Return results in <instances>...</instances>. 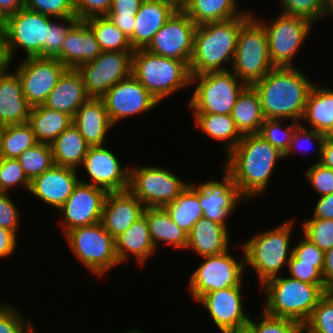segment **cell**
I'll return each instance as SVG.
<instances>
[{
  "label": "cell",
  "instance_id": "obj_1",
  "mask_svg": "<svg viewBox=\"0 0 333 333\" xmlns=\"http://www.w3.org/2000/svg\"><path fill=\"white\" fill-rule=\"evenodd\" d=\"M280 160H284V154L260 134H248L242 136L221 165L233 176L239 193L250 202L265 197Z\"/></svg>",
  "mask_w": 333,
  "mask_h": 333
},
{
  "label": "cell",
  "instance_id": "obj_2",
  "mask_svg": "<svg viewBox=\"0 0 333 333\" xmlns=\"http://www.w3.org/2000/svg\"><path fill=\"white\" fill-rule=\"evenodd\" d=\"M299 67H274L252 85L265 119L301 121L307 95L315 82Z\"/></svg>",
  "mask_w": 333,
  "mask_h": 333
},
{
  "label": "cell",
  "instance_id": "obj_3",
  "mask_svg": "<svg viewBox=\"0 0 333 333\" xmlns=\"http://www.w3.org/2000/svg\"><path fill=\"white\" fill-rule=\"evenodd\" d=\"M295 218V219H294ZM296 217L266 230L255 232L250 238L239 242L235 247L244 254L245 268L253 271L259 285L276 276L286 274L288 262L293 254L292 233ZM294 227V228H293ZM294 235V236H293Z\"/></svg>",
  "mask_w": 333,
  "mask_h": 333
},
{
  "label": "cell",
  "instance_id": "obj_4",
  "mask_svg": "<svg viewBox=\"0 0 333 333\" xmlns=\"http://www.w3.org/2000/svg\"><path fill=\"white\" fill-rule=\"evenodd\" d=\"M252 13L248 9L242 16L230 20L196 26L190 74L231 70L239 32Z\"/></svg>",
  "mask_w": 333,
  "mask_h": 333
},
{
  "label": "cell",
  "instance_id": "obj_5",
  "mask_svg": "<svg viewBox=\"0 0 333 333\" xmlns=\"http://www.w3.org/2000/svg\"><path fill=\"white\" fill-rule=\"evenodd\" d=\"M259 290L265 297L260 308L266 314L302 324L309 319L319 299L330 291L325 284H309L284 274L269 279Z\"/></svg>",
  "mask_w": 333,
  "mask_h": 333
},
{
  "label": "cell",
  "instance_id": "obj_6",
  "mask_svg": "<svg viewBox=\"0 0 333 333\" xmlns=\"http://www.w3.org/2000/svg\"><path fill=\"white\" fill-rule=\"evenodd\" d=\"M131 74L160 103L191 89V74L184 61L159 56L145 48L133 51Z\"/></svg>",
  "mask_w": 333,
  "mask_h": 333
},
{
  "label": "cell",
  "instance_id": "obj_7",
  "mask_svg": "<svg viewBox=\"0 0 333 333\" xmlns=\"http://www.w3.org/2000/svg\"><path fill=\"white\" fill-rule=\"evenodd\" d=\"M63 238L75 260L94 277L102 279L113 268L120 267L115 239L101 222L71 229Z\"/></svg>",
  "mask_w": 333,
  "mask_h": 333
},
{
  "label": "cell",
  "instance_id": "obj_8",
  "mask_svg": "<svg viewBox=\"0 0 333 333\" xmlns=\"http://www.w3.org/2000/svg\"><path fill=\"white\" fill-rule=\"evenodd\" d=\"M247 87L231 70L191 75L194 88L187 103V112L231 114L238 96Z\"/></svg>",
  "mask_w": 333,
  "mask_h": 333
},
{
  "label": "cell",
  "instance_id": "obj_9",
  "mask_svg": "<svg viewBox=\"0 0 333 333\" xmlns=\"http://www.w3.org/2000/svg\"><path fill=\"white\" fill-rule=\"evenodd\" d=\"M252 15L265 28L271 62L275 67H296L297 54L305 47L307 38L316 26L310 20L289 16L279 12L274 17L264 20L257 12ZM257 14V15H256ZM269 20V21H267ZM303 45V46H302Z\"/></svg>",
  "mask_w": 333,
  "mask_h": 333
},
{
  "label": "cell",
  "instance_id": "obj_10",
  "mask_svg": "<svg viewBox=\"0 0 333 333\" xmlns=\"http://www.w3.org/2000/svg\"><path fill=\"white\" fill-rule=\"evenodd\" d=\"M274 67L269 56L265 28L252 16L239 32L231 71L244 84L252 86Z\"/></svg>",
  "mask_w": 333,
  "mask_h": 333
},
{
  "label": "cell",
  "instance_id": "obj_11",
  "mask_svg": "<svg viewBox=\"0 0 333 333\" xmlns=\"http://www.w3.org/2000/svg\"><path fill=\"white\" fill-rule=\"evenodd\" d=\"M231 248L221 254L201 257L199 265L188 275V293L195 302L204 294L232 286L244 285V254L233 256Z\"/></svg>",
  "mask_w": 333,
  "mask_h": 333
},
{
  "label": "cell",
  "instance_id": "obj_12",
  "mask_svg": "<svg viewBox=\"0 0 333 333\" xmlns=\"http://www.w3.org/2000/svg\"><path fill=\"white\" fill-rule=\"evenodd\" d=\"M130 165L128 190L135 195L145 207L163 208L172 203L188 186L170 167L160 165Z\"/></svg>",
  "mask_w": 333,
  "mask_h": 333
},
{
  "label": "cell",
  "instance_id": "obj_13",
  "mask_svg": "<svg viewBox=\"0 0 333 333\" xmlns=\"http://www.w3.org/2000/svg\"><path fill=\"white\" fill-rule=\"evenodd\" d=\"M53 19L54 17L26 8L8 16L4 32L12 65L19 51H23L21 59L42 57V48L47 43L48 24Z\"/></svg>",
  "mask_w": 333,
  "mask_h": 333
},
{
  "label": "cell",
  "instance_id": "obj_14",
  "mask_svg": "<svg viewBox=\"0 0 333 333\" xmlns=\"http://www.w3.org/2000/svg\"><path fill=\"white\" fill-rule=\"evenodd\" d=\"M107 145L90 146L82 166L78 169L80 181L107 192L126 191L129 188L131 163L123 162V165L120 157L115 154L116 151L107 148ZM85 177H88L87 180Z\"/></svg>",
  "mask_w": 333,
  "mask_h": 333
},
{
  "label": "cell",
  "instance_id": "obj_15",
  "mask_svg": "<svg viewBox=\"0 0 333 333\" xmlns=\"http://www.w3.org/2000/svg\"><path fill=\"white\" fill-rule=\"evenodd\" d=\"M223 169V170H221ZM223 172L221 180L214 176L205 182L194 181L199 187V202L203 210V217L216 221L231 230L228 219L233 217L240 204L249 203L235 186L233 176L221 166Z\"/></svg>",
  "mask_w": 333,
  "mask_h": 333
},
{
  "label": "cell",
  "instance_id": "obj_16",
  "mask_svg": "<svg viewBox=\"0 0 333 333\" xmlns=\"http://www.w3.org/2000/svg\"><path fill=\"white\" fill-rule=\"evenodd\" d=\"M101 98L114 126L128 117L150 114L161 104L132 74L115 84Z\"/></svg>",
  "mask_w": 333,
  "mask_h": 333
},
{
  "label": "cell",
  "instance_id": "obj_17",
  "mask_svg": "<svg viewBox=\"0 0 333 333\" xmlns=\"http://www.w3.org/2000/svg\"><path fill=\"white\" fill-rule=\"evenodd\" d=\"M107 194L105 189L79 181L58 210L57 224L63 236L71 229L101 222Z\"/></svg>",
  "mask_w": 333,
  "mask_h": 333
},
{
  "label": "cell",
  "instance_id": "obj_18",
  "mask_svg": "<svg viewBox=\"0 0 333 333\" xmlns=\"http://www.w3.org/2000/svg\"><path fill=\"white\" fill-rule=\"evenodd\" d=\"M133 52H102L95 60L82 64L81 73L89 97L101 98L119 81L131 75Z\"/></svg>",
  "mask_w": 333,
  "mask_h": 333
},
{
  "label": "cell",
  "instance_id": "obj_19",
  "mask_svg": "<svg viewBox=\"0 0 333 333\" xmlns=\"http://www.w3.org/2000/svg\"><path fill=\"white\" fill-rule=\"evenodd\" d=\"M14 68L24 96L31 107L43 105L67 69L57 58L29 57L20 59Z\"/></svg>",
  "mask_w": 333,
  "mask_h": 333
},
{
  "label": "cell",
  "instance_id": "obj_20",
  "mask_svg": "<svg viewBox=\"0 0 333 333\" xmlns=\"http://www.w3.org/2000/svg\"><path fill=\"white\" fill-rule=\"evenodd\" d=\"M196 24L184 11H175L145 48L159 56L184 61L193 53Z\"/></svg>",
  "mask_w": 333,
  "mask_h": 333
},
{
  "label": "cell",
  "instance_id": "obj_21",
  "mask_svg": "<svg viewBox=\"0 0 333 333\" xmlns=\"http://www.w3.org/2000/svg\"><path fill=\"white\" fill-rule=\"evenodd\" d=\"M245 285L219 289L202 295L195 303L206 311L219 333L249 322L250 315L244 306ZM244 288V290H243ZM243 293V294H242Z\"/></svg>",
  "mask_w": 333,
  "mask_h": 333
},
{
  "label": "cell",
  "instance_id": "obj_22",
  "mask_svg": "<svg viewBox=\"0 0 333 333\" xmlns=\"http://www.w3.org/2000/svg\"><path fill=\"white\" fill-rule=\"evenodd\" d=\"M80 181L79 171L70 167L54 165L31 181L29 195L58 211L73 193Z\"/></svg>",
  "mask_w": 333,
  "mask_h": 333
},
{
  "label": "cell",
  "instance_id": "obj_23",
  "mask_svg": "<svg viewBox=\"0 0 333 333\" xmlns=\"http://www.w3.org/2000/svg\"><path fill=\"white\" fill-rule=\"evenodd\" d=\"M145 208L144 204L129 190L108 192L101 223L115 239L143 216Z\"/></svg>",
  "mask_w": 333,
  "mask_h": 333
},
{
  "label": "cell",
  "instance_id": "obj_24",
  "mask_svg": "<svg viewBox=\"0 0 333 333\" xmlns=\"http://www.w3.org/2000/svg\"><path fill=\"white\" fill-rule=\"evenodd\" d=\"M115 250L120 265L131 262V257L141 269L157 255L151 239L148 222L143 215L125 232L115 238ZM130 259V260H129Z\"/></svg>",
  "mask_w": 333,
  "mask_h": 333
},
{
  "label": "cell",
  "instance_id": "obj_25",
  "mask_svg": "<svg viewBox=\"0 0 333 333\" xmlns=\"http://www.w3.org/2000/svg\"><path fill=\"white\" fill-rule=\"evenodd\" d=\"M102 50L92 29L78 21L66 34L61 52L55 57L67 69H78L82 64L98 58Z\"/></svg>",
  "mask_w": 333,
  "mask_h": 333
},
{
  "label": "cell",
  "instance_id": "obj_26",
  "mask_svg": "<svg viewBox=\"0 0 333 333\" xmlns=\"http://www.w3.org/2000/svg\"><path fill=\"white\" fill-rule=\"evenodd\" d=\"M72 124L90 146L108 144L107 133L115 130L102 98L89 97L76 111Z\"/></svg>",
  "mask_w": 333,
  "mask_h": 333
},
{
  "label": "cell",
  "instance_id": "obj_27",
  "mask_svg": "<svg viewBox=\"0 0 333 333\" xmlns=\"http://www.w3.org/2000/svg\"><path fill=\"white\" fill-rule=\"evenodd\" d=\"M230 234L222 224L202 217L188 233L185 252L191 250L198 258L224 253L233 245Z\"/></svg>",
  "mask_w": 333,
  "mask_h": 333
},
{
  "label": "cell",
  "instance_id": "obj_28",
  "mask_svg": "<svg viewBox=\"0 0 333 333\" xmlns=\"http://www.w3.org/2000/svg\"><path fill=\"white\" fill-rule=\"evenodd\" d=\"M13 67L0 73V126L28 122L31 106Z\"/></svg>",
  "mask_w": 333,
  "mask_h": 333
},
{
  "label": "cell",
  "instance_id": "obj_29",
  "mask_svg": "<svg viewBox=\"0 0 333 333\" xmlns=\"http://www.w3.org/2000/svg\"><path fill=\"white\" fill-rule=\"evenodd\" d=\"M176 10L160 0H143L135 16L136 27L129 38L133 50L146 48Z\"/></svg>",
  "mask_w": 333,
  "mask_h": 333
},
{
  "label": "cell",
  "instance_id": "obj_30",
  "mask_svg": "<svg viewBox=\"0 0 333 333\" xmlns=\"http://www.w3.org/2000/svg\"><path fill=\"white\" fill-rule=\"evenodd\" d=\"M88 98L81 73L77 69H66L43 105L73 117Z\"/></svg>",
  "mask_w": 333,
  "mask_h": 333
},
{
  "label": "cell",
  "instance_id": "obj_31",
  "mask_svg": "<svg viewBox=\"0 0 333 333\" xmlns=\"http://www.w3.org/2000/svg\"><path fill=\"white\" fill-rule=\"evenodd\" d=\"M300 124L326 136L333 130V87L313 84Z\"/></svg>",
  "mask_w": 333,
  "mask_h": 333
},
{
  "label": "cell",
  "instance_id": "obj_32",
  "mask_svg": "<svg viewBox=\"0 0 333 333\" xmlns=\"http://www.w3.org/2000/svg\"><path fill=\"white\" fill-rule=\"evenodd\" d=\"M148 222L151 239L157 251L164 244L173 250H186L188 233L174 223L164 208L146 207L144 214Z\"/></svg>",
  "mask_w": 333,
  "mask_h": 333
},
{
  "label": "cell",
  "instance_id": "obj_33",
  "mask_svg": "<svg viewBox=\"0 0 333 333\" xmlns=\"http://www.w3.org/2000/svg\"><path fill=\"white\" fill-rule=\"evenodd\" d=\"M194 120V127L200 130L217 143L224 145L225 157L235 148L242 139L230 114L218 115L213 113H191Z\"/></svg>",
  "mask_w": 333,
  "mask_h": 333
},
{
  "label": "cell",
  "instance_id": "obj_34",
  "mask_svg": "<svg viewBox=\"0 0 333 333\" xmlns=\"http://www.w3.org/2000/svg\"><path fill=\"white\" fill-rule=\"evenodd\" d=\"M238 3L239 0H190L183 11L199 26L242 16L248 8L241 9Z\"/></svg>",
  "mask_w": 333,
  "mask_h": 333
},
{
  "label": "cell",
  "instance_id": "obj_35",
  "mask_svg": "<svg viewBox=\"0 0 333 333\" xmlns=\"http://www.w3.org/2000/svg\"><path fill=\"white\" fill-rule=\"evenodd\" d=\"M230 115L242 136L259 134L265 117L259 95L252 86H247L241 92Z\"/></svg>",
  "mask_w": 333,
  "mask_h": 333
},
{
  "label": "cell",
  "instance_id": "obj_36",
  "mask_svg": "<svg viewBox=\"0 0 333 333\" xmlns=\"http://www.w3.org/2000/svg\"><path fill=\"white\" fill-rule=\"evenodd\" d=\"M55 165L79 169L90 148L77 128L71 124L50 144Z\"/></svg>",
  "mask_w": 333,
  "mask_h": 333
},
{
  "label": "cell",
  "instance_id": "obj_37",
  "mask_svg": "<svg viewBox=\"0 0 333 333\" xmlns=\"http://www.w3.org/2000/svg\"><path fill=\"white\" fill-rule=\"evenodd\" d=\"M28 123L37 142L51 144L73 123V117L44 105H38L31 107Z\"/></svg>",
  "mask_w": 333,
  "mask_h": 333
},
{
  "label": "cell",
  "instance_id": "obj_38",
  "mask_svg": "<svg viewBox=\"0 0 333 333\" xmlns=\"http://www.w3.org/2000/svg\"><path fill=\"white\" fill-rule=\"evenodd\" d=\"M179 228L189 233L194 224L203 217L199 202V187L192 181L170 204L163 207Z\"/></svg>",
  "mask_w": 333,
  "mask_h": 333
},
{
  "label": "cell",
  "instance_id": "obj_39",
  "mask_svg": "<svg viewBox=\"0 0 333 333\" xmlns=\"http://www.w3.org/2000/svg\"><path fill=\"white\" fill-rule=\"evenodd\" d=\"M92 29L102 52H133L130 40L107 16H94L84 20Z\"/></svg>",
  "mask_w": 333,
  "mask_h": 333
},
{
  "label": "cell",
  "instance_id": "obj_40",
  "mask_svg": "<svg viewBox=\"0 0 333 333\" xmlns=\"http://www.w3.org/2000/svg\"><path fill=\"white\" fill-rule=\"evenodd\" d=\"M38 142L28 122L2 126L1 147L3 158L17 159L25 150Z\"/></svg>",
  "mask_w": 333,
  "mask_h": 333
},
{
  "label": "cell",
  "instance_id": "obj_41",
  "mask_svg": "<svg viewBox=\"0 0 333 333\" xmlns=\"http://www.w3.org/2000/svg\"><path fill=\"white\" fill-rule=\"evenodd\" d=\"M326 137L314 129L299 124L293 132L290 147L284 155V161L286 158L294 157L293 155H296L297 152L310 154L311 151L312 155L316 154L312 157L313 160L315 159V162L312 163H318L322 157V148Z\"/></svg>",
  "mask_w": 333,
  "mask_h": 333
},
{
  "label": "cell",
  "instance_id": "obj_42",
  "mask_svg": "<svg viewBox=\"0 0 333 333\" xmlns=\"http://www.w3.org/2000/svg\"><path fill=\"white\" fill-rule=\"evenodd\" d=\"M17 160L30 181L55 165L50 144L47 143L38 142L25 150Z\"/></svg>",
  "mask_w": 333,
  "mask_h": 333
},
{
  "label": "cell",
  "instance_id": "obj_43",
  "mask_svg": "<svg viewBox=\"0 0 333 333\" xmlns=\"http://www.w3.org/2000/svg\"><path fill=\"white\" fill-rule=\"evenodd\" d=\"M287 121L285 119H265L259 132L266 141L284 155L290 147L293 132L300 124L296 121Z\"/></svg>",
  "mask_w": 333,
  "mask_h": 333
},
{
  "label": "cell",
  "instance_id": "obj_44",
  "mask_svg": "<svg viewBox=\"0 0 333 333\" xmlns=\"http://www.w3.org/2000/svg\"><path fill=\"white\" fill-rule=\"evenodd\" d=\"M31 181L25 175L17 159L3 158L0 162V193H9L18 188L29 192ZM13 190V191H12Z\"/></svg>",
  "mask_w": 333,
  "mask_h": 333
},
{
  "label": "cell",
  "instance_id": "obj_45",
  "mask_svg": "<svg viewBox=\"0 0 333 333\" xmlns=\"http://www.w3.org/2000/svg\"><path fill=\"white\" fill-rule=\"evenodd\" d=\"M300 225L303 235L324 253L333 246V219L309 217Z\"/></svg>",
  "mask_w": 333,
  "mask_h": 333
},
{
  "label": "cell",
  "instance_id": "obj_46",
  "mask_svg": "<svg viewBox=\"0 0 333 333\" xmlns=\"http://www.w3.org/2000/svg\"><path fill=\"white\" fill-rule=\"evenodd\" d=\"M78 21L76 16L54 18L48 24L47 43L42 48V57L55 58L61 52L67 32Z\"/></svg>",
  "mask_w": 333,
  "mask_h": 333
},
{
  "label": "cell",
  "instance_id": "obj_47",
  "mask_svg": "<svg viewBox=\"0 0 333 333\" xmlns=\"http://www.w3.org/2000/svg\"><path fill=\"white\" fill-rule=\"evenodd\" d=\"M9 301H0V333H35V324Z\"/></svg>",
  "mask_w": 333,
  "mask_h": 333
},
{
  "label": "cell",
  "instance_id": "obj_48",
  "mask_svg": "<svg viewBox=\"0 0 333 333\" xmlns=\"http://www.w3.org/2000/svg\"><path fill=\"white\" fill-rule=\"evenodd\" d=\"M260 314L249 319L253 326L254 333H302L304 324L281 317H274L266 314L262 309Z\"/></svg>",
  "mask_w": 333,
  "mask_h": 333
},
{
  "label": "cell",
  "instance_id": "obj_49",
  "mask_svg": "<svg viewBox=\"0 0 333 333\" xmlns=\"http://www.w3.org/2000/svg\"><path fill=\"white\" fill-rule=\"evenodd\" d=\"M304 326L313 333H333V292L319 299Z\"/></svg>",
  "mask_w": 333,
  "mask_h": 333
},
{
  "label": "cell",
  "instance_id": "obj_50",
  "mask_svg": "<svg viewBox=\"0 0 333 333\" xmlns=\"http://www.w3.org/2000/svg\"><path fill=\"white\" fill-rule=\"evenodd\" d=\"M280 13L289 16H299L310 20L314 25L325 20L323 0H280Z\"/></svg>",
  "mask_w": 333,
  "mask_h": 333
},
{
  "label": "cell",
  "instance_id": "obj_51",
  "mask_svg": "<svg viewBox=\"0 0 333 333\" xmlns=\"http://www.w3.org/2000/svg\"><path fill=\"white\" fill-rule=\"evenodd\" d=\"M24 8L54 18L76 16L74 0H24Z\"/></svg>",
  "mask_w": 333,
  "mask_h": 333
},
{
  "label": "cell",
  "instance_id": "obj_52",
  "mask_svg": "<svg viewBox=\"0 0 333 333\" xmlns=\"http://www.w3.org/2000/svg\"><path fill=\"white\" fill-rule=\"evenodd\" d=\"M307 182L319 197L333 193V169L321 163H313L303 173Z\"/></svg>",
  "mask_w": 333,
  "mask_h": 333
},
{
  "label": "cell",
  "instance_id": "obj_53",
  "mask_svg": "<svg viewBox=\"0 0 333 333\" xmlns=\"http://www.w3.org/2000/svg\"><path fill=\"white\" fill-rule=\"evenodd\" d=\"M15 198L12 194L9 193H0V227L6 228L10 231L15 232L18 236L20 231L21 224V215L20 208L17 205V202L13 199Z\"/></svg>",
  "mask_w": 333,
  "mask_h": 333
},
{
  "label": "cell",
  "instance_id": "obj_54",
  "mask_svg": "<svg viewBox=\"0 0 333 333\" xmlns=\"http://www.w3.org/2000/svg\"><path fill=\"white\" fill-rule=\"evenodd\" d=\"M302 238L293 245V255L301 261V263L314 264V266L322 273L324 268L325 253L319 249L313 242L306 238L302 233Z\"/></svg>",
  "mask_w": 333,
  "mask_h": 333
},
{
  "label": "cell",
  "instance_id": "obj_55",
  "mask_svg": "<svg viewBox=\"0 0 333 333\" xmlns=\"http://www.w3.org/2000/svg\"><path fill=\"white\" fill-rule=\"evenodd\" d=\"M285 275L309 284H325L322 273L314 264L301 263L293 254L288 262Z\"/></svg>",
  "mask_w": 333,
  "mask_h": 333
},
{
  "label": "cell",
  "instance_id": "obj_56",
  "mask_svg": "<svg viewBox=\"0 0 333 333\" xmlns=\"http://www.w3.org/2000/svg\"><path fill=\"white\" fill-rule=\"evenodd\" d=\"M112 0H74V11L79 21L94 16H106L111 8Z\"/></svg>",
  "mask_w": 333,
  "mask_h": 333
},
{
  "label": "cell",
  "instance_id": "obj_57",
  "mask_svg": "<svg viewBox=\"0 0 333 333\" xmlns=\"http://www.w3.org/2000/svg\"><path fill=\"white\" fill-rule=\"evenodd\" d=\"M143 0H112L108 18H135Z\"/></svg>",
  "mask_w": 333,
  "mask_h": 333
},
{
  "label": "cell",
  "instance_id": "obj_58",
  "mask_svg": "<svg viewBox=\"0 0 333 333\" xmlns=\"http://www.w3.org/2000/svg\"><path fill=\"white\" fill-rule=\"evenodd\" d=\"M19 236L6 228L0 227V259L4 261L16 254L19 244ZM18 242V243H17Z\"/></svg>",
  "mask_w": 333,
  "mask_h": 333
},
{
  "label": "cell",
  "instance_id": "obj_59",
  "mask_svg": "<svg viewBox=\"0 0 333 333\" xmlns=\"http://www.w3.org/2000/svg\"><path fill=\"white\" fill-rule=\"evenodd\" d=\"M311 217L319 219H333V193L318 197Z\"/></svg>",
  "mask_w": 333,
  "mask_h": 333
},
{
  "label": "cell",
  "instance_id": "obj_60",
  "mask_svg": "<svg viewBox=\"0 0 333 333\" xmlns=\"http://www.w3.org/2000/svg\"><path fill=\"white\" fill-rule=\"evenodd\" d=\"M322 277L325 285L331 290L333 288V246L325 252Z\"/></svg>",
  "mask_w": 333,
  "mask_h": 333
},
{
  "label": "cell",
  "instance_id": "obj_61",
  "mask_svg": "<svg viewBox=\"0 0 333 333\" xmlns=\"http://www.w3.org/2000/svg\"><path fill=\"white\" fill-rule=\"evenodd\" d=\"M11 67L12 61L7 51L5 32L0 31V73L7 71Z\"/></svg>",
  "mask_w": 333,
  "mask_h": 333
},
{
  "label": "cell",
  "instance_id": "obj_62",
  "mask_svg": "<svg viewBox=\"0 0 333 333\" xmlns=\"http://www.w3.org/2000/svg\"><path fill=\"white\" fill-rule=\"evenodd\" d=\"M117 28L130 38L136 27L135 18H108Z\"/></svg>",
  "mask_w": 333,
  "mask_h": 333
},
{
  "label": "cell",
  "instance_id": "obj_63",
  "mask_svg": "<svg viewBox=\"0 0 333 333\" xmlns=\"http://www.w3.org/2000/svg\"><path fill=\"white\" fill-rule=\"evenodd\" d=\"M319 163L333 169V141L328 136L325 138Z\"/></svg>",
  "mask_w": 333,
  "mask_h": 333
},
{
  "label": "cell",
  "instance_id": "obj_64",
  "mask_svg": "<svg viewBox=\"0 0 333 333\" xmlns=\"http://www.w3.org/2000/svg\"><path fill=\"white\" fill-rule=\"evenodd\" d=\"M24 8V0H0V10L8 17Z\"/></svg>",
  "mask_w": 333,
  "mask_h": 333
},
{
  "label": "cell",
  "instance_id": "obj_65",
  "mask_svg": "<svg viewBox=\"0 0 333 333\" xmlns=\"http://www.w3.org/2000/svg\"><path fill=\"white\" fill-rule=\"evenodd\" d=\"M221 333H254L253 326L248 322L235 328L227 329Z\"/></svg>",
  "mask_w": 333,
  "mask_h": 333
},
{
  "label": "cell",
  "instance_id": "obj_66",
  "mask_svg": "<svg viewBox=\"0 0 333 333\" xmlns=\"http://www.w3.org/2000/svg\"><path fill=\"white\" fill-rule=\"evenodd\" d=\"M171 5L176 11H183L189 4L190 0H160Z\"/></svg>",
  "mask_w": 333,
  "mask_h": 333
},
{
  "label": "cell",
  "instance_id": "obj_67",
  "mask_svg": "<svg viewBox=\"0 0 333 333\" xmlns=\"http://www.w3.org/2000/svg\"><path fill=\"white\" fill-rule=\"evenodd\" d=\"M323 5L325 8V13L329 18H333V0H323Z\"/></svg>",
  "mask_w": 333,
  "mask_h": 333
},
{
  "label": "cell",
  "instance_id": "obj_68",
  "mask_svg": "<svg viewBox=\"0 0 333 333\" xmlns=\"http://www.w3.org/2000/svg\"><path fill=\"white\" fill-rule=\"evenodd\" d=\"M8 17L0 10V31H5Z\"/></svg>",
  "mask_w": 333,
  "mask_h": 333
},
{
  "label": "cell",
  "instance_id": "obj_69",
  "mask_svg": "<svg viewBox=\"0 0 333 333\" xmlns=\"http://www.w3.org/2000/svg\"><path fill=\"white\" fill-rule=\"evenodd\" d=\"M134 328V329H133ZM141 332V329L140 330H138L137 328H135V327H132V329H131V327H130V330H129V328H127V330H125V331H123V332H120V333H140Z\"/></svg>",
  "mask_w": 333,
  "mask_h": 333
},
{
  "label": "cell",
  "instance_id": "obj_70",
  "mask_svg": "<svg viewBox=\"0 0 333 333\" xmlns=\"http://www.w3.org/2000/svg\"><path fill=\"white\" fill-rule=\"evenodd\" d=\"M1 130H2V126H0V162L3 159V155H2V147H1Z\"/></svg>",
  "mask_w": 333,
  "mask_h": 333
},
{
  "label": "cell",
  "instance_id": "obj_71",
  "mask_svg": "<svg viewBox=\"0 0 333 333\" xmlns=\"http://www.w3.org/2000/svg\"><path fill=\"white\" fill-rule=\"evenodd\" d=\"M302 333H313L309 331L305 326L303 327Z\"/></svg>",
  "mask_w": 333,
  "mask_h": 333
},
{
  "label": "cell",
  "instance_id": "obj_72",
  "mask_svg": "<svg viewBox=\"0 0 333 333\" xmlns=\"http://www.w3.org/2000/svg\"><path fill=\"white\" fill-rule=\"evenodd\" d=\"M327 136L333 141V130Z\"/></svg>",
  "mask_w": 333,
  "mask_h": 333
}]
</instances>
